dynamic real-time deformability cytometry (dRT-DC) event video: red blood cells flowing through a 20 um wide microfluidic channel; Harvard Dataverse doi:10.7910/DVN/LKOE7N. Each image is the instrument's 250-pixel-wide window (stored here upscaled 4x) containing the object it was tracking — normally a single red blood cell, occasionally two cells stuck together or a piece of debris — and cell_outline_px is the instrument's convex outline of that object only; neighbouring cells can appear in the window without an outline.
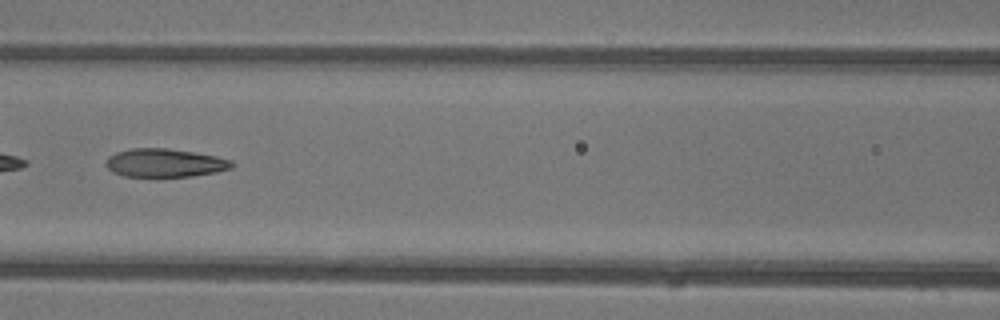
{"species": "common noctule bat (a hibernating species)", "species_latin": "Nyctalus noctula", "temperature_condition": "warm", "stored_images_in_passage": 35, "camera_frame_rate_fps": 3000, "um_per_image_px": 0.085, "animal": {"sex": "female"}, "frame": {"image": 1, "passage_image": 15, "time_ms": 4.667, "image_size_px": [1000, 320], "cell_outline_px": [[236, 164], [232, 168], [216, 172], [192, 176], [156, 180], [124, 176], [112, 172], [104, 164], [108, 156], [116, 152], [132, 148], [168, 148], [216, 156], [232, 160]], "centroid_in_image_um": [13.98, 13.9], "position_along_channel_um": 152.6, "area_um2": 21.85}}
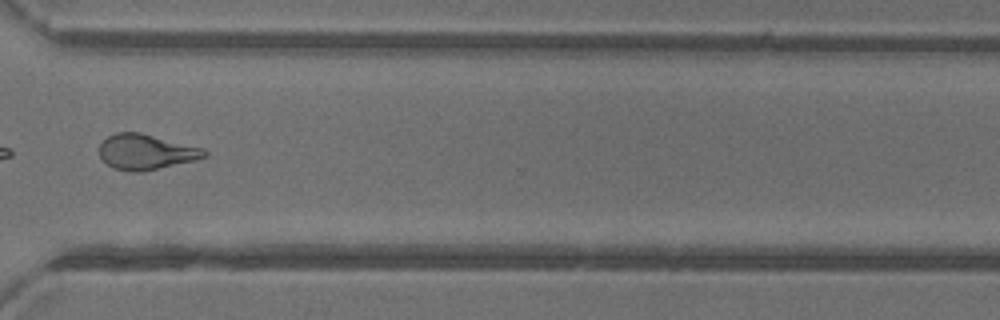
{"frame": {"image": 2, "passage_image": 29, "time_ms": 9.333, "image_size_px": [1000, 320], "cell_outline_px": [[208, 156], [196, 160], [140, 172], [132, 172], [112, 168], [100, 156], [100, 144], [108, 136], [116, 132], [140, 132], [204, 148], [208, 152]], "centroid_in_image_um": [12.43, 12.91], "position_along_channel_um": 358.2, "area_um2": 21.62}, "authors_computed_cell_mechanics": {"area_um2": 21.675, "velocity_mm_per_s": 4.4138, "shape_relaxation_time_tau1_ms": null, "shape_relaxation_time_tau2_ms": 2.0329, "deformation_change_tau1": null, "deformation_change_tau2": 0.1041}}